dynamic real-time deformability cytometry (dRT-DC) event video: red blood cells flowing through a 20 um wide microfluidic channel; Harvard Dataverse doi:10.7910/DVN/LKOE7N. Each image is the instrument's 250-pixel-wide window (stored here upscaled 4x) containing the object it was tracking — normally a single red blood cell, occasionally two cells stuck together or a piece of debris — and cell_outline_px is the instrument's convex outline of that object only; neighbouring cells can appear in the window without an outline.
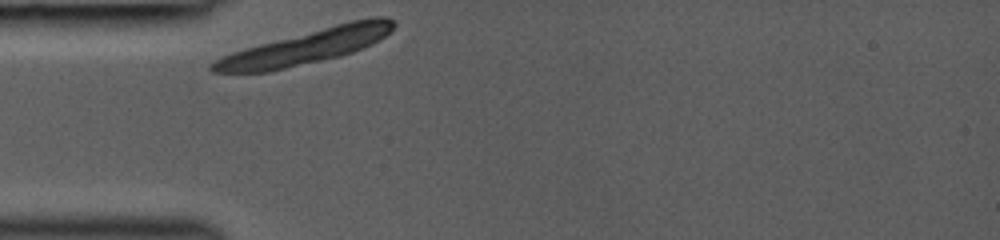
{"species": "common noctule bat (a hibernating species)", "species_latin": "Nyctalus noctula", "temperature_condition": "room temperature", "stored_images_in_passage": 27, "camera_frame_rate_fps": 3000, "um_per_image_px": 0.085, "animal": {"sex": "female", "body_mass_g": 19.0, "forearm_length_mm": 53.3}, "frame": {"image": 1, "passage_image": 1, "time_ms": 0.0, "image_size_px": [1000, 240], "cell_outline_px": [[396, 24], [384, 36], [372, 44], [352, 52], [340, 56], [268, 72], [212, 72], [208, 68], [216, 60], [232, 52], [244, 48], [336, 24], [352, 20], [376, 16], [384, 16], [396, 20]], "centroid_in_image_um": [26.04, 3.97], "position_along_channel_um": 59.0, "area_um2": 35.55}}
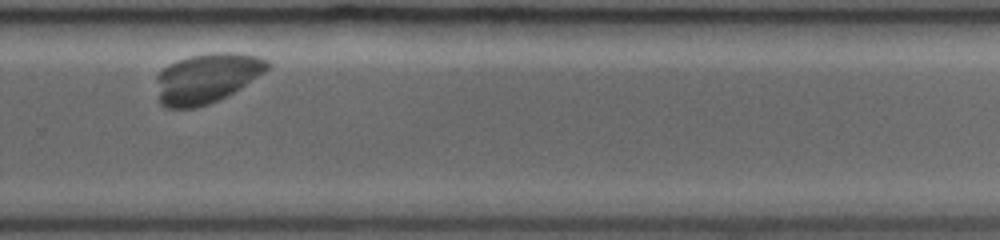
{"frame": {"image": 2, "passage_image": 20, "time_ms": 6.333, "image_size_px": [1000, 240], "cell_outline_px": [[272, 64], [268, 68], [240, 88], [208, 104], [196, 108], [164, 108], [160, 104], [156, 80], [156, 76], [168, 64], [192, 56], [220, 52], [236, 52], [256, 56], [268, 60]], "centroid_in_image_um": [17.54, 6.65], "position_along_channel_um": 312.3, "area_um2": 31.73}}
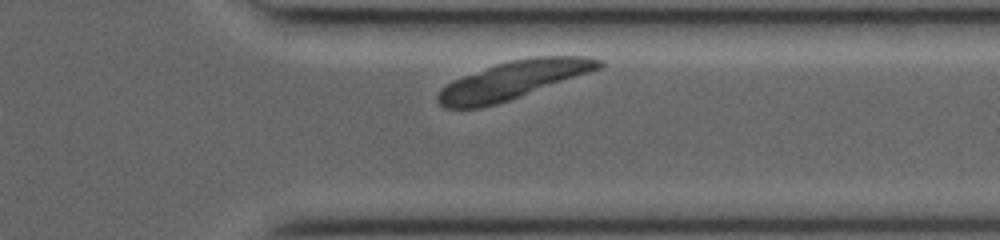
{"frame": {"image": 3, "passage_image": 24, "time_ms": 7.667, "image_size_px": [1000, 240], "cell_outline_px": [[604, 64], [600, 68], [520, 96], [496, 104], [480, 108], [444, 108], [436, 100], [436, 96], [440, 88], [452, 80], [496, 64], [508, 60], [532, 56], [588, 56], [604, 60]], "centroid_in_image_um": [43.58, 6.8], "position_along_channel_um": 367.8, "area_um2": 35.37}}